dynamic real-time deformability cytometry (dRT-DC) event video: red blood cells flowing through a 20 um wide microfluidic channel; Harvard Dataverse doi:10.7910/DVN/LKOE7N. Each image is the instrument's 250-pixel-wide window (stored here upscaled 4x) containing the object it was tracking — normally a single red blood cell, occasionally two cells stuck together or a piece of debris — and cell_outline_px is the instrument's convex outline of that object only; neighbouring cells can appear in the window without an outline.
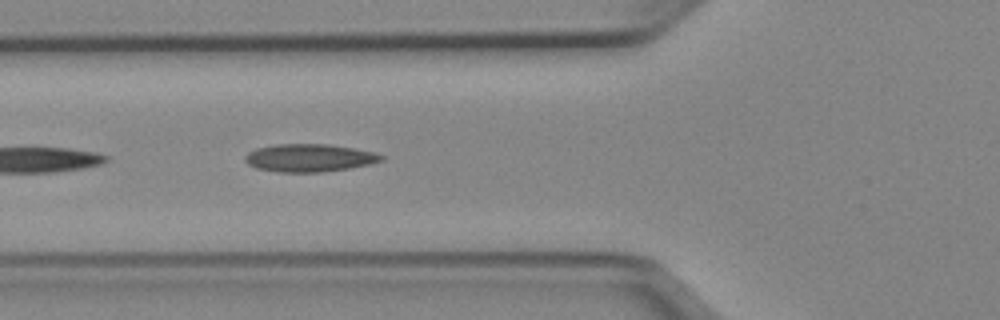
{"species": "Egyptian fruit bat (a non-hibernating species)", "species_latin": "Rousettus aegyptiacus", "temperature_condition": "cold", "stored_images_in_passage": 13, "camera_frame_rate_fps": 3000, "um_per_image_px": 0.085, "animal": {"sex": "female"}, "frame": {"image": 1, "passage_image": 10, "time_ms": 3.0, "image_size_px": [1000, 320], "cell_outline_px": [[384, 160], [368, 164], [348, 168], [320, 172], [276, 172], [256, 168], [248, 164], [244, 160], [244, 156], [248, 152], [256, 148], [276, 144], [328, 144], [352, 148], [372, 152], [384, 156]], "centroid_in_image_um": [26.23, 13.42], "position_along_channel_um": 99.6, "area_um2": 21.96}}